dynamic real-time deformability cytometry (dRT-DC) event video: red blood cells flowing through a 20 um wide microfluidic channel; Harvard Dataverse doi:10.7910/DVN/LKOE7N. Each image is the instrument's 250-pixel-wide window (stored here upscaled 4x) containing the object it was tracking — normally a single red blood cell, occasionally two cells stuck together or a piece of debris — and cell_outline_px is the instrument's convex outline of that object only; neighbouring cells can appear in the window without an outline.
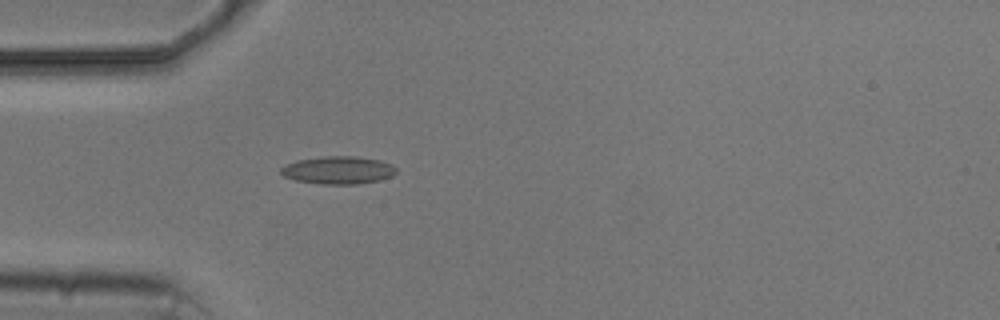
{"species": "common noctule bat (a hibernating species)", "species_latin": "Nyctalus noctula", "temperature_condition": "cold", "stored_images_in_passage": 5, "camera_frame_rate_fps": 3000, "um_per_image_px": 0.085, "animal": {"sex": "male", "body_mass_g": 20.5, "forearm_length_mm": 52.5}, "frame": {"image": 1, "passage_image": 5, "time_ms": 4.333, "image_size_px": [1000, 320], "cell_outline_px": [[396, 172], [392, 176], [380, 180], [356, 184], [324, 184], [296, 180], [284, 176], [280, 172], [280, 168], [296, 160], [320, 156], [356, 156], [380, 160], [392, 164], [396, 168]], "centroid_in_image_um": [28.76, 14.45], "position_along_channel_um": 56.2, "area_um2": 18.67}}